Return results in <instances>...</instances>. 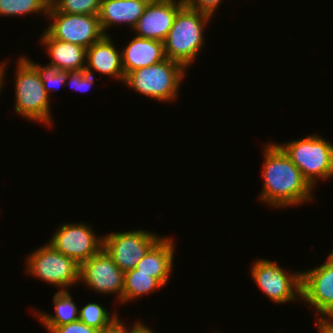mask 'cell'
<instances>
[{"instance_id": "1f68e13d", "label": "cell", "mask_w": 333, "mask_h": 333, "mask_svg": "<svg viewBox=\"0 0 333 333\" xmlns=\"http://www.w3.org/2000/svg\"><path fill=\"white\" fill-rule=\"evenodd\" d=\"M147 3L175 2L176 0H144Z\"/></svg>"}, {"instance_id": "cb8c5ba5", "label": "cell", "mask_w": 333, "mask_h": 333, "mask_svg": "<svg viewBox=\"0 0 333 333\" xmlns=\"http://www.w3.org/2000/svg\"><path fill=\"white\" fill-rule=\"evenodd\" d=\"M51 5L62 13L99 15L101 0H51Z\"/></svg>"}, {"instance_id": "6da1fadb", "label": "cell", "mask_w": 333, "mask_h": 333, "mask_svg": "<svg viewBox=\"0 0 333 333\" xmlns=\"http://www.w3.org/2000/svg\"><path fill=\"white\" fill-rule=\"evenodd\" d=\"M276 142L264 144L263 187L259 201L272 208L299 206L313 199L314 188Z\"/></svg>"}, {"instance_id": "4dcf8cb0", "label": "cell", "mask_w": 333, "mask_h": 333, "mask_svg": "<svg viewBox=\"0 0 333 333\" xmlns=\"http://www.w3.org/2000/svg\"><path fill=\"white\" fill-rule=\"evenodd\" d=\"M7 62H0V93H1V90H3V86H4V80H5V76H6V64Z\"/></svg>"}, {"instance_id": "7402d4cb", "label": "cell", "mask_w": 333, "mask_h": 333, "mask_svg": "<svg viewBox=\"0 0 333 333\" xmlns=\"http://www.w3.org/2000/svg\"><path fill=\"white\" fill-rule=\"evenodd\" d=\"M119 315L116 313H109L105 307L98 303H87L79 308V320L87 326L102 330L103 328L111 325Z\"/></svg>"}, {"instance_id": "ba28073f", "label": "cell", "mask_w": 333, "mask_h": 333, "mask_svg": "<svg viewBox=\"0 0 333 333\" xmlns=\"http://www.w3.org/2000/svg\"><path fill=\"white\" fill-rule=\"evenodd\" d=\"M46 17L51 23L44 31L54 39L87 49L105 36L98 15L62 13L50 5Z\"/></svg>"}, {"instance_id": "d6986e66", "label": "cell", "mask_w": 333, "mask_h": 333, "mask_svg": "<svg viewBox=\"0 0 333 333\" xmlns=\"http://www.w3.org/2000/svg\"><path fill=\"white\" fill-rule=\"evenodd\" d=\"M69 290L57 291L53 296L54 315L36 312V316L45 327H57L79 320V310Z\"/></svg>"}, {"instance_id": "44dd1931", "label": "cell", "mask_w": 333, "mask_h": 333, "mask_svg": "<svg viewBox=\"0 0 333 333\" xmlns=\"http://www.w3.org/2000/svg\"><path fill=\"white\" fill-rule=\"evenodd\" d=\"M51 0H0V16L13 17L27 14L47 16Z\"/></svg>"}, {"instance_id": "9c48e42d", "label": "cell", "mask_w": 333, "mask_h": 333, "mask_svg": "<svg viewBox=\"0 0 333 333\" xmlns=\"http://www.w3.org/2000/svg\"><path fill=\"white\" fill-rule=\"evenodd\" d=\"M162 238L146 230H132L103 235V248L125 273L134 269L144 255Z\"/></svg>"}, {"instance_id": "5bb4252c", "label": "cell", "mask_w": 333, "mask_h": 333, "mask_svg": "<svg viewBox=\"0 0 333 333\" xmlns=\"http://www.w3.org/2000/svg\"><path fill=\"white\" fill-rule=\"evenodd\" d=\"M110 35L87 48L86 67L110 78L124 82L122 53L113 43Z\"/></svg>"}, {"instance_id": "603a6c76", "label": "cell", "mask_w": 333, "mask_h": 333, "mask_svg": "<svg viewBox=\"0 0 333 333\" xmlns=\"http://www.w3.org/2000/svg\"><path fill=\"white\" fill-rule=\"evenodd\" d=\"M24 57L37 69L45 92L49 98L50 92H55L60 89V86L66 85L65 83L68 78V71L58 70L55 66H51L49 64L42 66L35 63L30 58H27L26 56Z\"/></svg>"}, {"instance_id": "8992f818", "label": "cell", "mask_w": 333, "mask_h": 333, "mask_svg": "<svg viewBox=\"0 0 333 333\" xmlns=\"http://www.w3.org/2000/svg\"><path fill=\"white\" fill-rule=\"evenodd\" d=\"M26 271L33 277L68 290L79 282L80 265L70 257L55 250L49 243L44 244L26 257ZM68 287V288H67Z\"/></svg>"}, {"instance_id": "f1b7e54d", "label": "cell", "mask_w": 333, "mask_h": 333, "mask_svg": "<svg viewBox=\"0 0 333 333\" xmlns=\"http://www.w3.org/2000/svg\"><path fill=\"white\" fill-rule=\"evenodd\" d=\"M124 325L125 324L120 321L118 317L111 325L100 330L99 333H130V328H127Z\"/></svg>"}, {"instance_id": "7a4b0ae2", "label": "cell", "mask_w": 333, "mask_h": 333, "mask_svg": "<svg viewBox=\"0 0 333 333\" xmlns=\"http://www.w3.org/2000/svg\"><path fill=\"white\" fill-rule=\"evenodd\" d=\"M212 18L185 3L178 10L164 40L166 58L179 62L189 69L205 45L204 28L208 26Z\"/></svg>"}, {"instance_id": "3957f363", "label": "cell", "mask_w": 333, "mask_h": 333, "mask_svg": "<svg viewBox=\"0 0 333 333\" xmlns=\"http://www.w3.org/2000/svg\"><path fill=\"white\" fill-rule=\"evenodd\" d=\"M186 75V68L181 63L166 58L129 72L123 83L149 99L170 103L177 98Z\"/></svg>"}, {"instance_id": "484cf974", "label": "cell", "mask_w": 333, "mask_h": 333, "mask_svg": "<svg viewBox=\"0 0 333 333\" xmlns=\"http://www.w3.org/2000/svg\"><path fill=\"white\" fill-rule=\"evenodd\" d=\"M49 333H99L100 330L87 326L80 320L57 327H45Z\"/></svg>"}, {"instance_id": "30bf717a", "label": "cell", "mask_w": 333, "mask_h": 333, "mask_svg": "<svg viewBox=\"0 0 333 333\" xmlns=\"http://www.w3.org/2000/svg\"><path fill=\"white\" fill-rule=\"evenodd\" d=\"M89 223H64L48 242L55 250L81 265L103 248V236L97 237Z\"/></svg>"}, {"instance_id": "83f0119b", "label": "cell", "mask_w": 333, "mask_h": 333, "mask_svg": "<svg viewBox=\"0 0 333 333\" xmlns=\"http://www.w3.org/2000/svg\"><path fill=\"white\" fill-rule=\"evenodd\" d=\"M316 323L319 333H333V315L318 316Z\"/></svg>"}, {"instance_id": "e0dca14e", "label": "cell", "mask_w": 333, "mask_h": 333, "mask_svg": "<svg viewBox=\"0 0 333 333\" xmlns=\"http://www.w3.org/2000/svg\"><path fill=\"white\" fill-rule=\"evenodd\" d=\"M147 5L144 0H101L98 16L104 34L110 35L107 30L115 24L124 23L133 29Z\"/></svg>"}, {"instance_id": "ac0fdd59", "label": "cell", "mask_w": 333, "mask_h": 333, "mask_svg": "<svg viewBox=\"0 0 333 333\" xmlns=\"http://www.w3.org/2000/svg\"><path fill=\"white\" fill-rule=\"evenodd\" d=\"M41 46L46 48L48 63L61 71L81 70L86 67L87 49L69 42L52 38L46 31L40 39Z\"/></svg>"}, {"instance_id": "277c9868", "label": "cell", "mask_w": 333, "mask_h": 333, "mask_svg": "<svg viewBox=\"0 0 333 333\" xmlns=\"http://www.w3.org/2000/svg\"><path fill=\"white\" fill-rule=\"evenodd\" d=\"M15 111L17 114L45 126L54 125L50 100L46 94L37 69L24 57L16 63Z\"/></svg>"}, {"instance_id": "9a60e30c", "label": "cell", "mask_w": 333, "mask_h": 333, "mask_svg": "<svg viewBox=\"0 0 333 333\" xmlns=\"http://www.w3.org/2000/svg\"><path fill=\"white\" fill-rule=\"evenodd\" d=\"M125 76L136 69L155 65L166 59L164 42L134 36L121 50Z\"/></svg>"}, {"instance_id": "ffe728a7", "label": "cell", "mask_w": 333, "mask_h": 333, "mask_svg": "<svg viewBox=\"0 0 333 333\" xmlns=\"http://www.w3.org/2000/svg\"><path fill=\"white\" fill-rule=\"evenodd\" d=\"M164 287L151 274L139 273L136 269L125 272L123 304L134 301L144 295L152 294L153 291Z\"/></svg>"}, {"instance_id": "4fadbf2b", "label": "cell", "mask_w": 333, "mask_h": 333, "mask_svg": "<svg viewBox=\"0 0 333 333\" xmlns=\"http://www.w3.org/2000/svg\"><path fill=\"white\" fill-rule=\"evenodd\" d=\"M185 0L175 2L148 3L143 15L139 18L133 31L137 37L164 42L178 10Z\"/></svg>"}, {"instance_id": "d6a6232c", "label": "cell", "mask_w": 333, "mask_h": 333, "mask_svg": "<svg viewBox=\"0 0 333 333\" xmlns=\"http://www.w3.org/2000/svg\"><path fill=\"white\" fill-rule=\"evenodd\" d=\"M329 256L333 259V250H331Z\"/></svg>"}, {"instance_id": "7c38bea8", "label": "cell", "mask_w": 333, "mask_h": 333, "mask_svg": "<svg viewBox=\"0 0 333 333\" xmlns=\"http://www.w3.org/2000/svg\"><path fill=\"white\" fill-rule=\"evenodd\" d=\"M301 301L312 306L316 316L333 315V259L329 255L320 266L301 271Z\"/></svg>"}, {"instance_id": "5b68a950", "label": "cell", "mask_w": 333, "mask_h": 333, "mask_svg": "<svg viewBox=\"0 0 333 333\" xmlns=\"http://www.w3.org/2000/svg\"><path fill=\"white\" fill-rule=\"evenodd\" d=\"M315 188L320 180L333 177V144L315 134L278 144Z\"/></svg>"}, {"instance_id": "d4e9b609", "label": "cell", "mask_w": 333, "mask_h": 333, "mask_svg": "<svg viewBox=\"0 0 333 333\" xmlns=\"http://www.w3.org/2000/svg\"><path fill=\"white\" fill-rule=\"evenodd\" d=\"M93 70L84 67L81 70L68 71V78L66 85H71L74 90H79L80 92L88 91L95 82Z\"/></svg>"}, {"instance_id": "f546056e", "label": "cell", "mask_w": 333, "mask_h": 333, "mask_svg": "<svg viewBox=\"0 0 333 333\" xmlns=\"http://www.w3.org/2000/svg\"><path fill=\"white\" fill-rule=\"evenodd\" d=\"M154 331L155 330H152L141 321H136L134 325L130 327V333H155Z\"/></svg>"}, {"instance_id": "4316f807", "label": "cell", "mask_w": 333, "mask_h": 333, "mask_svg": "<svg viewBox=\"0 0 333 333\" xmlns=\"http://www.w3.org/2000/svg\"><path fill=\"white\" fill-rule=\"evenodd\" d=\"M186 3L196 11L205 13L214 17L213 14L223 0H185Z\"/></svg>"}, {"instance_id": "2e32d148", "label": "cell", "mask_w": 333, "mask_h": 333, "mask_svg": "<svg viewBox=\"0 0 333 333\" xmlns=\"http://www.w3.org/2000/svg\"><path fill=\"white\" fill-rule=\"evenodd\" d=\"M175 244L172 238L162 237L137 263L134 269L139 273L151 274L163 286L169 282L175 255Z\"/></svg>"}, {"instance_id": "8fae6325", "label": "cell", "mask_w": 333, "mask_h": 333, "mask_svg": "<svg viewBox=\"0 0 333 333\" xmlns=\"http://www.w3.org/2000/svg\"><path fill=\"white\" fill-rule=\"evenodd\" d=\"M124 278L125 273L104 248L80 265L79 282L99 294H116L120 304H123Z\"/></svg>"}, {"instance_id": "52a82bcc", "label": "cell", "mask_w": 333, "mask_h": 333, "mask_svg": "<svg viewBox=\"0 0 333 333\" xmlns=\"http://www.w3.org/2000/svg\"><path fill=\"white\" fill-rule=\"evenodd\" d=\"M292 272H286L277 261L257 259L252 264L250 277L263 294L280 305L301 302V272Z\"/></svg>"}]
</instances>
